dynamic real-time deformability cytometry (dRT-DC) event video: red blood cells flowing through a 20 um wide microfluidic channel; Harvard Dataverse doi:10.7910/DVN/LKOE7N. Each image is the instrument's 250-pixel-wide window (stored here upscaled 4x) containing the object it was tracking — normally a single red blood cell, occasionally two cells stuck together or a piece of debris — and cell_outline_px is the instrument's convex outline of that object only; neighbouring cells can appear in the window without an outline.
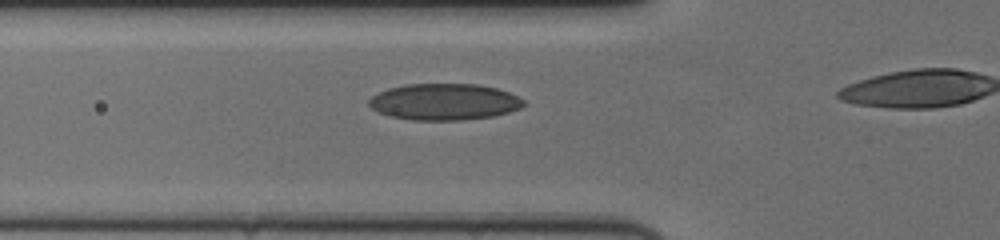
{"species": "human", "species_latin": "Homo sapiens", "temperature_condition": "cold", "stored_images_in_passage": 28, "camera_frame_rate_fps": 3000, "um_per_image_px": 0.085, "donor": {"sex": "female"}, "frame": {"image": 1, "passage_image": 16, "time_ms": 5.0, "image_size_px": [1000, 240], "cell_outline_px": [[524, 104], [520, 108], [508, 112], [492, 116], [464, 120], [412, 120], [388, 116], [372, 108], [368, 104], [368, 100], [372, 96], [388, 88], [404, 84], [476, 84], [496, 88], [508, 92], [524, 100]], "centroid_in_image_um": [37.73, 8.66], "position_along_channel_um": 88.1, "area_um2": 32.77}}
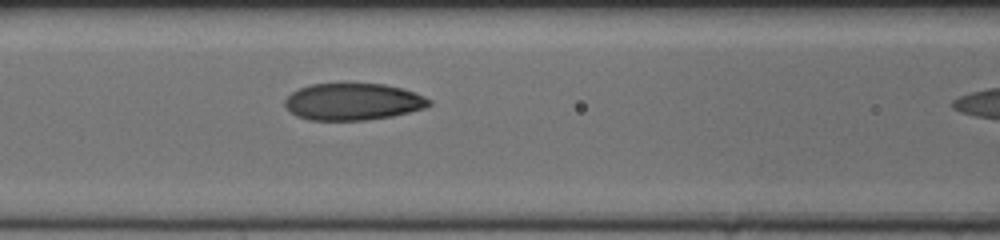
{"frame": {"image": 2, "passage_image": 20, "time_ms": 6.333, "image_size_px": [1000, 240], "cell_outline_px": [[432, 104], [424, 108], [392, 116], [364, 120], [308, 120], [296, 116], [284, 104], [284, 100], [292, 92], [300, 88], [312, 84], [384, 84], [400, 88], [424, 96], [432, 100]], "centroid_in_image_um": [30.0, 8.65], "position_along_channel_um": 136.6, "area_um2": 30.75}}
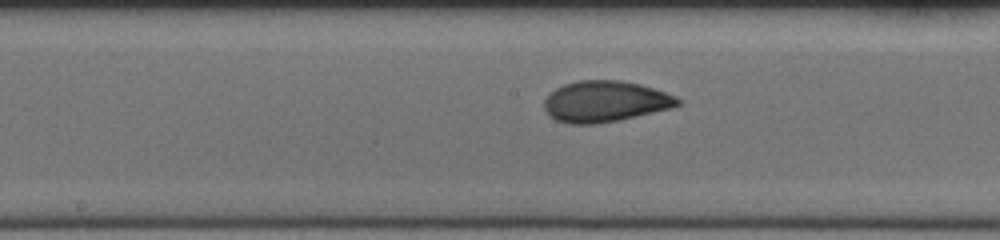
{"frame": {"image": 3, "passage_image": 25, "time_ms": 8.0, "image_size_px": [1000, 240], "cell_outline_px": [[680, 104], [672, 108], [620, 120], [596, 124], [568, 124], [556, 120], [548, 116], [544, 108], [544, 100], [556, 88], [564, 84], [580, 80], [620, 80], [640, 84], [676, 96], [680, 100]], "centroid_in_image_um": [51.42, 8.63], "position_along_channel_um": 196.8, "area_um2": 32.02}}